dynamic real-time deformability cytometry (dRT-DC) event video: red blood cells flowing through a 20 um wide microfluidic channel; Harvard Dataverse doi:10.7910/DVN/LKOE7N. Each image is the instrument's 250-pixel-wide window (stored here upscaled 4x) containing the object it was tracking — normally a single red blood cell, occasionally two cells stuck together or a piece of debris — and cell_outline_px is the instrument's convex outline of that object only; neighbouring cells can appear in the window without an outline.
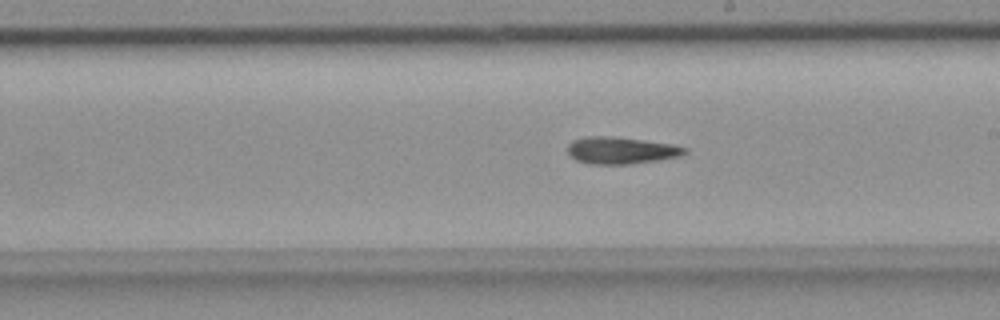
{"species": "common noctule bat (a hibernating species)", "species_latin": "Nyctalus noctula", "temperature_condition": "room temperature", "stored_images_in_passage": 34, "camera_frame_rate_fps": 3000, "um_per_image_px": 0.085, "animal": {"sex": "female", "body_mass_g": 18.4}, "frame": {"image": 1, "passage_image": 20, "time_ms": 6.333, "image_size_px": [1000, 320], "cell_outline_px": [[688, 152], [680, 156], [632, 164], [588, 164], [576, 160], [568, 152], [568, 144], [572, 140], [588, 136], [612, 136], [672, 144], [688, 148]], "centroid_in_image_um": [52.79, 12.78], "position_along_channel_um": 236.2, "area_um2": 18.38}}